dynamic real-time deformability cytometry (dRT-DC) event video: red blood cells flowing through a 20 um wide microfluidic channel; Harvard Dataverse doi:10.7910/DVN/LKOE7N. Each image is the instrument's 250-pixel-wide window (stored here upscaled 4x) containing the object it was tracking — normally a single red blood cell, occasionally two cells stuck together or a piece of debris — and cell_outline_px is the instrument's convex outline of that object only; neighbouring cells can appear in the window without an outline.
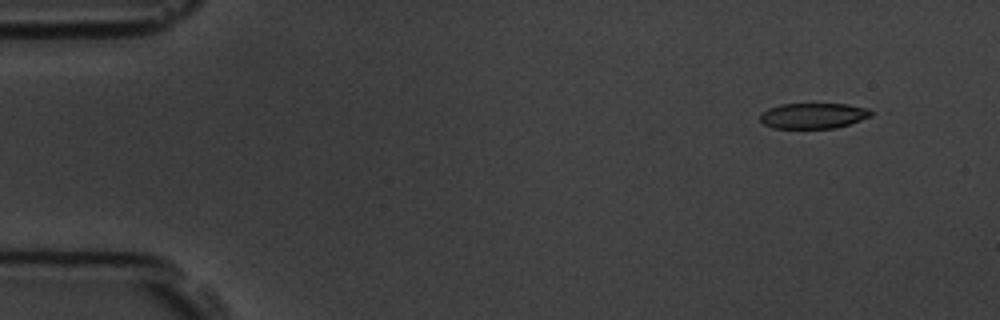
{"species": "common noctule bat (a hibernating species)", "species_latin": "Nyctalus noctula", "temperature_condition": "room temperature", "stored_images_in_passage": 6, "segment_of_instrument_passage": [1, 2], "camera_frame_rate_fps": 3000, "um_per_image_px": 0.085, "animal": {"sex": "male", "body_mass_g": 19.5, "forearm_length_mm": 54.6}, "frame": {"image": 1, "passage_image": 2, "time_ms": 1.333, "image_size_px": [1000, 320], "cell_outline_px": [[880, 112], [872, 116], [836, 128], [772, 128], [764, 124], [760, 120], [760, 116], [768, 108], [780, 104], [848, 104], [868, 108]], "centroid_in_image_um": [69.2, 9.83], "position_along_channel_um": 15.8, "area_um2": 16.7}}